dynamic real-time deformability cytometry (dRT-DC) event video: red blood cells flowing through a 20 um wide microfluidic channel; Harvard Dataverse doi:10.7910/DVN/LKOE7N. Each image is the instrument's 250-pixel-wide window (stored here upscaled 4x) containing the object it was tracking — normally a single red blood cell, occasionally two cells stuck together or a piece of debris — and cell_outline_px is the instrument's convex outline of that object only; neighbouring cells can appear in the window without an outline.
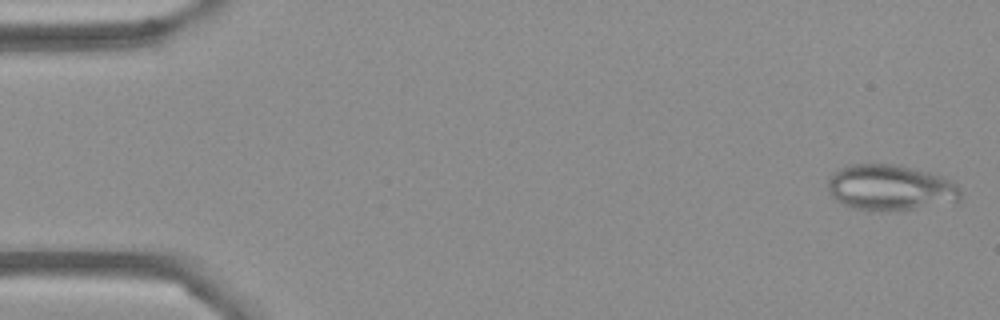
{"species": "Egyptian fruit bat (a non-hibernating species)", "species_latin": "Rousettus aegyptiacus", "temperature_condition": "cold", "stored_images_in_passage": 54, "camera_frame_rate_fps": 3000, "um_per_image_px": 0.085, "frame": {"image": 1, "passage_image": 1, "time_ms": 0.0, "image_size_px": [1000, 320], "cell_outline_px": [[960, 200], [912, 208], [856, 208], [844, 204], [836, 200], [828, 192], [828, 180], [832, 172], [848, 164], [900, 164], [928, 172], [940, 176], [956, 184], [960, 188]], "centroid_in_image_um": [75.63, 15.88], "position_along_channel_um": 9.4, "area_um2": 34.39}}
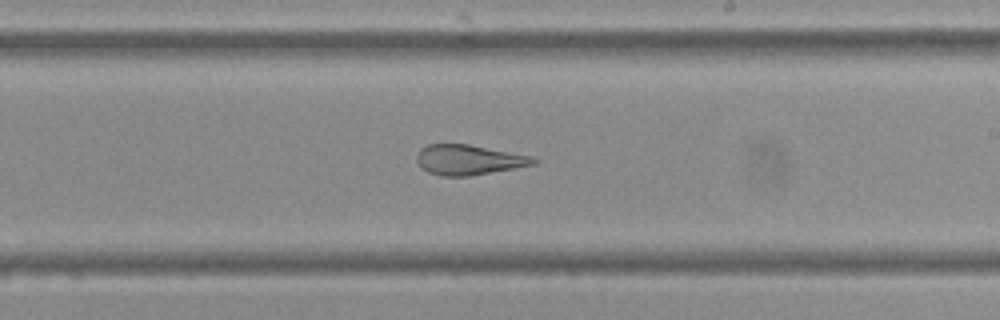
{"frame": {"image": 2, "passage_image": 31, "time_ms": 10.0, "image_size_px": [1000, 320], "cell_outline_px": [[540, 160], [536, 164], [468, 176], [440, 176], [428, 172], [416, 160], [416, 156], [420, 148], [428, 144], [468, 144], [536, 156]], "centroid_in_image_um": [39.89, 13.57], "position_along_channel_um": 249.1, "area_um2": 20.58}}
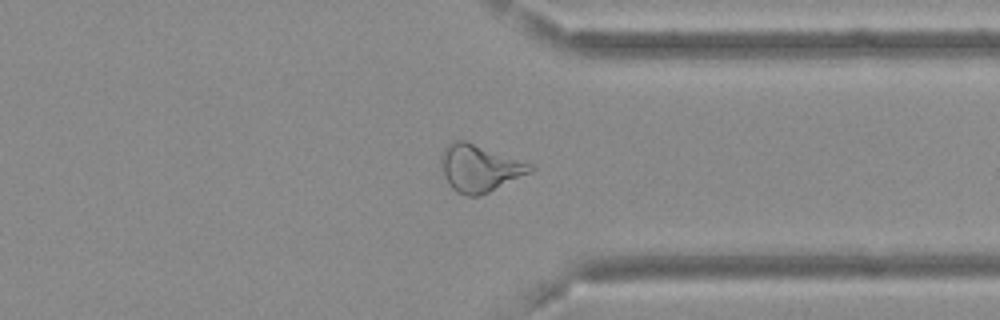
{"frame": {"image": 3, "passage_image": 41, "time_ms": 13.333, "image_size_px": [1000, 320], "cell_outline_px": [[536, 168], [532, 172], [488, 192], [476, 196], [468, 196], [456, 192], [448, 184], [444, 176], [440, 160], [440, 156], [444, 148], [452, 140], [464, 140], [528, 160], [536, 164]], "centroid_in_image_um": [40.83, 14.26], "position_along_channel_um": 370.6, "area_um2": 25.09}, "authors_computed_cell_mechanics": {"area_um2": 26.2412, "velocity_mm_per_s": 3.689, "shape_relaxation_time_tau1_ms": null, "shape_relaxation_time_tau2_ms": 2.1987, "deformation_change_tau1": null, "deformation_change_tau2": 0.101}}